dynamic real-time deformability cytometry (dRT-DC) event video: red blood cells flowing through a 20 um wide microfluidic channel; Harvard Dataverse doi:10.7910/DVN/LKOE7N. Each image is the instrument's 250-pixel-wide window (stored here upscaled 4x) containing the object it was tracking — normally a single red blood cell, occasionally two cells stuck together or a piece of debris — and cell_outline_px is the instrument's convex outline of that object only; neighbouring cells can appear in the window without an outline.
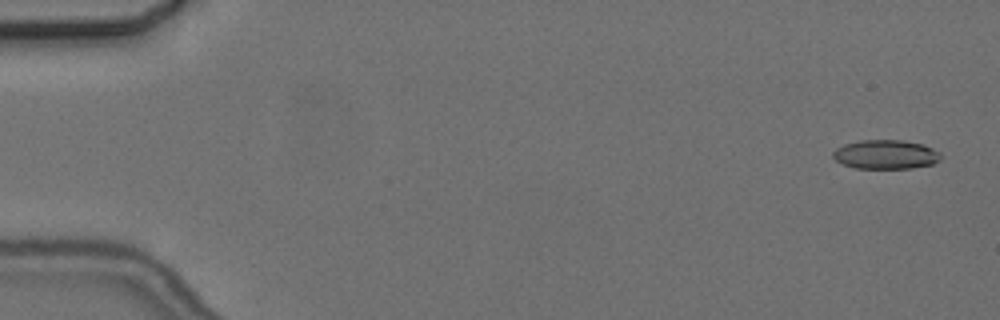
{"species": "common noctule bat (a hibernating species)", "species_latin": "Nyctalus noctula", "temperature_condition": "cold", "stored_images_in_passage": 56, "camera_frame_rate_fps": 3000, "um_per_image_px": 0.085, "animal": {"sex": "female", "body_mass_g": 24.6, "forearm_length_mm": 56.2}, "frame": {"image": 1, "passage_image": 2, "time_ms": 0.333, "image_size_px": [1000, 320], "cell_outline_px": [[940, 160], [932, 164], [912, 168], [856, 168], [844, 164], [836, 160], [832, 156], [832, 152], [836, 148], [844, 144], [860, 140], [904, 140], [924, 144], [940, 152]], "centroid_in_image_um": [75.29, 13.12], "position_along_channel_um": 9.7, "area_um2": 18.32}}
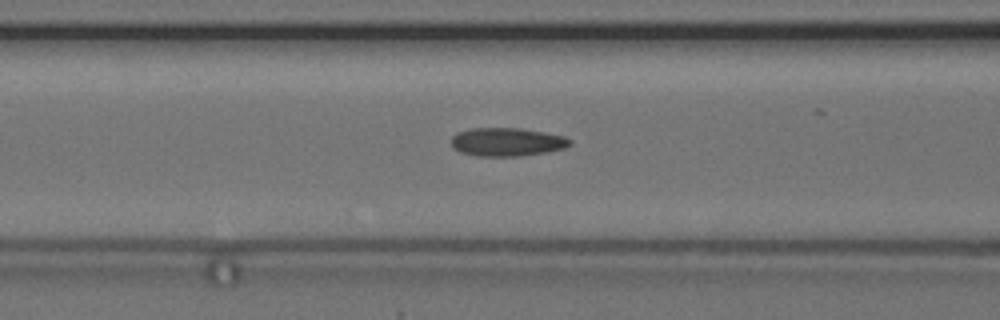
{"frame": {"image": 2, "passage_image": 23, "time_ms": 7.333, "image_size_px": [1000, 320], "cell_outline_px": [[572, 144], [564, 148], [548, 152], [520, 156], [476, 156], [460, 152], [452, 148], [452, 136], [456, 132], [472, 128], [520, 128], [544, 132], [564, 136], [572, 140]], "centroid_in_image_um": [43.09, 12.07], "position_along_channel_um": 123.5, "area_um2": 19.83}}
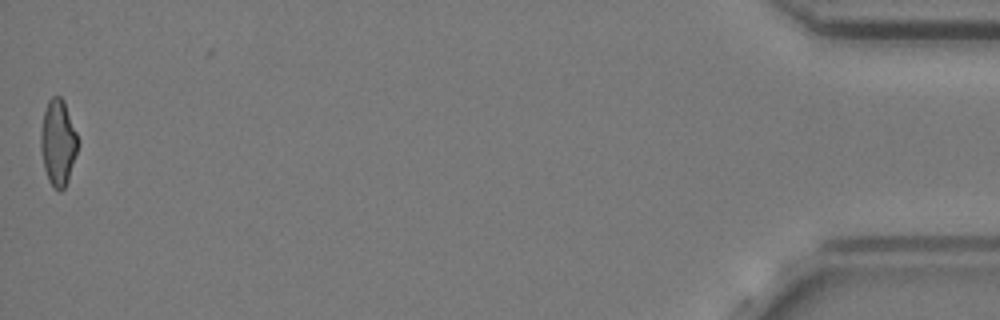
{"frame": {"image": 3, "passage_image": 56, "time_ms": 18.333, "image_size_px": [1000, 320], "cell_outline_px": [[76, 152], [68, 180], [64, 188], [60, 192], [52, 188], [48, 180], [44, 168], [40, 148], [40, 132], [44, 112], [48, 100], [52, 96], [60, 96], [64, 100], [76, 132]], "centroid_in_image_um": [4.9, 12.13], "position_along_channel_um": 430.3, "area_um2": 18.44}, "authors_computed_cell_mechanics": {"area_um2": 19.0162, "velocity_mm_per_s": 3.6632, "shape_relaxation_time_tau1_ms": null, "shape_relaxation_time_tau2_ms": 2.4344, "deformation_change_tau1": null, "deformation_change_tau2": 0.0866}}